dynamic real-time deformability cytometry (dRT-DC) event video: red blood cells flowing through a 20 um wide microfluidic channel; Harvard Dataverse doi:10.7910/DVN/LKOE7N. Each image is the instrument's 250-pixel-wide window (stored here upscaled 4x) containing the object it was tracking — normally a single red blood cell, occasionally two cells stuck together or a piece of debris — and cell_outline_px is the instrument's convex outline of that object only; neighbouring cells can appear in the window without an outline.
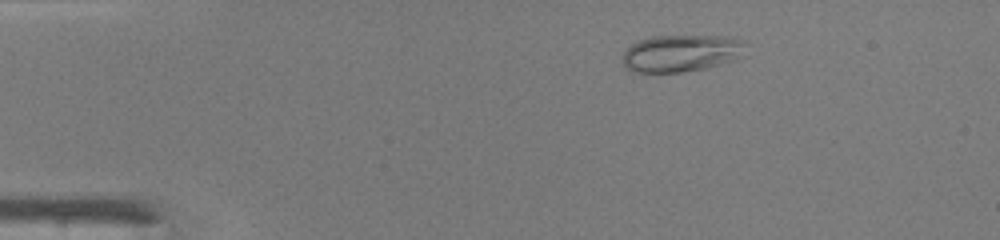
{"species": "common noctule bat (a hibernating species)", "species_latin": "Nyctalus noctula", "temperature_condition": "warm", "stored_images_in_passage": 42, "camera_frame_rate_fps": 3000, "um_per_image_px": 0.085, "animal": {"sex": "male", "body_mass_g": 19.0, "forearm_length_mm": 50.8}, "frame": {"image": 1, "passage_image": 3, "time_ms": 0.667, "image_size_px": [1000, 240], "cell_outline_px": [[748, 44], [740, 56], [732, 60], [720, 64], [704, 68], [680, 72], [632, 72], [624, 64], [624, 52], [632, 44], [640, 40], [652, 36], [728, 36], [744, 40]], "centroid_in_image_um": [57.94, 4.51], "position_along_channel_um": 27.1, "area_um2": 26.41}}
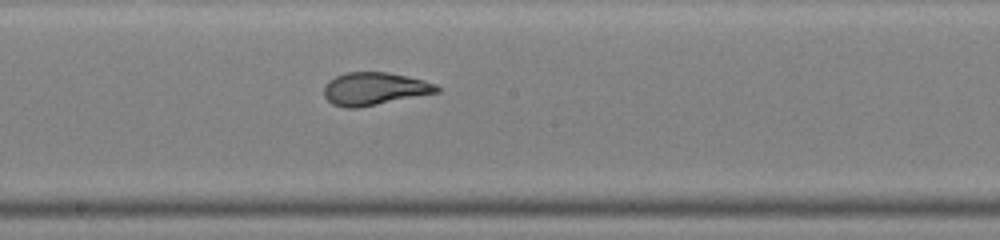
{"frame": {"image": 2, "passage_image": 21, "time_ms": 6.667, "image_size_px": [1000, 240], "cell_outline_px": [[440, 92], [356, 108], [344, 108], [332, 104], [324, 96], [324, 84], [328, 80], [336, 76], [348, 72], [388, 72], [424, 80], [436, 84], [440, 88]], "centroid_in_image_um": [31.81, 7.54], "position_along_channel_um": 216.4, "area_um2": 21.56}}
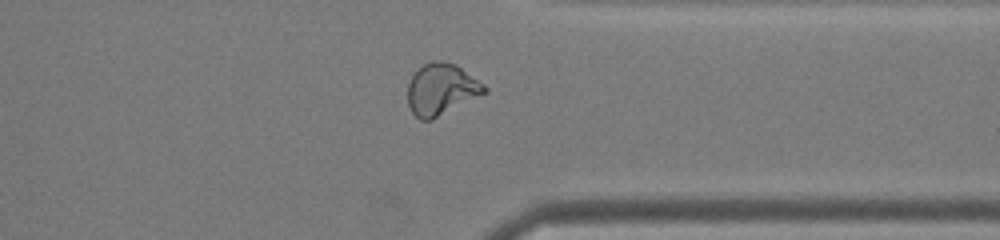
{"frame": {"image": 3, "passage_image": 32, "time_ms": 10.333, "image_size_px": [1000, 240], "cell_outline_px": [[488, 92], [432, 120], [420, 120], [412, 112], [408, 104], [408, 84], [412, 72], [424, 64], [432, 60], [444, 60], [456, 64], [484, 84], [488, 88]], "centroid_in_image_um": [37.51, 7.58], "position_along_channel_um": 373.9, "area_um2": 23.35}}